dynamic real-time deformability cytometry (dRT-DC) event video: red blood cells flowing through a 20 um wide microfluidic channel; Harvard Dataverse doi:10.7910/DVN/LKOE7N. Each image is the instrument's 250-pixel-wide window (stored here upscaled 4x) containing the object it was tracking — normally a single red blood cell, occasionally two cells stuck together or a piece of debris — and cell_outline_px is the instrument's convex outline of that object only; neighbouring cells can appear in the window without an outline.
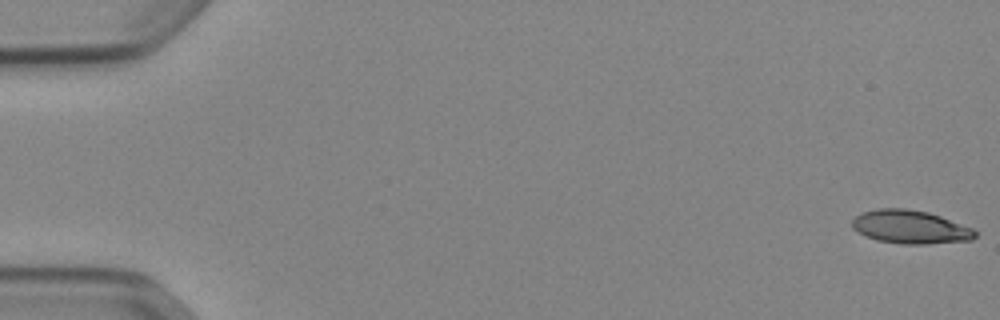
{"species": "Egyptian fruit bat (a non-hibernating species)", "species_latin": "Rousettus aegyptiacus", "temperature_condition": "cold", "stored_images_in_passage": 53, "camera_frame_rate_fps": 3000, "um_per_image_px": 0.085, "animal": {"sex": "female"}, "frame": {"image": 1, "passage_image": 1, "time_ms": 0.0, "image_size_px": [1000, 320], "cell_outline_px": [[976, 236], [972, 240], [924, 244], [900, 244], [876, 240], [852, 228], [852, 220], [856, 216], [864, 212], [880, 208], [904, 208], [928, 212], [940, 216], [972, 228], [976, 232]], "centroid_in_image_um": [77.38, 19.29], "position_along_channel_um": 7.6, "area_um2": 23.7}}
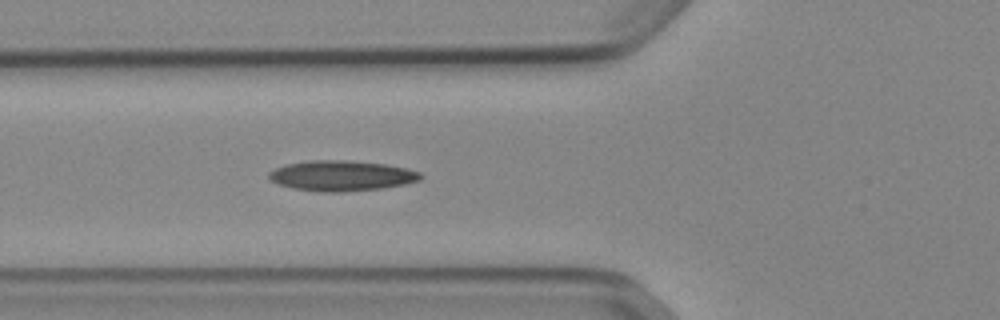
{"frame": {"image": 2, "passage_image": 20, "time_ms": 6.333, "image_size_px": [1000, 320], "cell_outline_px": [[424, 176], [420, 180], [404, 184], [384, 188], [340, 192], [320, 192], [292, 188], [276, 184], [268, 180], [268, 172], [284, 164], [308, 160], [348, 160], [384, 164], [408, 168], [420, 172]], "centroid_in_image_um": [29.0, 14.94], "position_along_channel_um": 96.8, "area_um2": 27.22}}
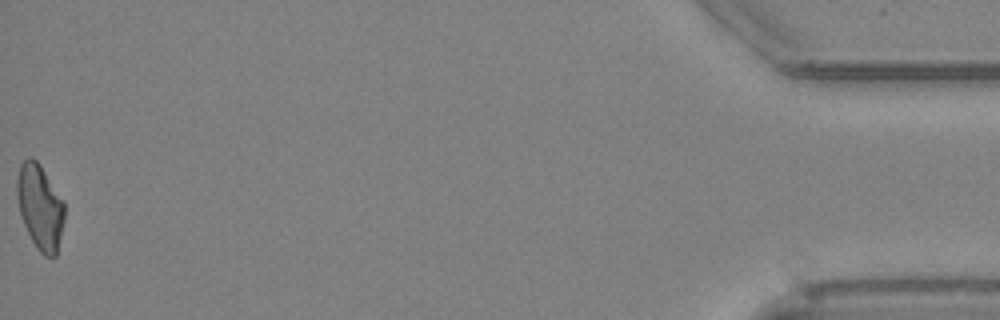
{"frame": {"image": 3, "passage_image": 53, "time_ms": 17.333, "image_size_px": [1000, 320], "cell_outline_px": [[64, 220], [56, 256], [44, 256], [36, 248], [24, 224], [20, 212], [16, 196], [16, 180], [20, 164], [28, 156], [36, 160], [40, 164], [64, 200]], "centroid_in_image_um": [3.4, 17.56], "position_along_channel_um": 431.8, "area_um2": 23.58}, "authors_computed_cell_mechanics": {"area_um2": 24.276, "velocity_mm_per_s": 3.8939, "shape_relaxation_time_tau1_ms": null, "shape_relaxation_time_tau2_ms": 7.82, "deformation_change_tau1": null, "deformation_change_tau2": 0.1869}}